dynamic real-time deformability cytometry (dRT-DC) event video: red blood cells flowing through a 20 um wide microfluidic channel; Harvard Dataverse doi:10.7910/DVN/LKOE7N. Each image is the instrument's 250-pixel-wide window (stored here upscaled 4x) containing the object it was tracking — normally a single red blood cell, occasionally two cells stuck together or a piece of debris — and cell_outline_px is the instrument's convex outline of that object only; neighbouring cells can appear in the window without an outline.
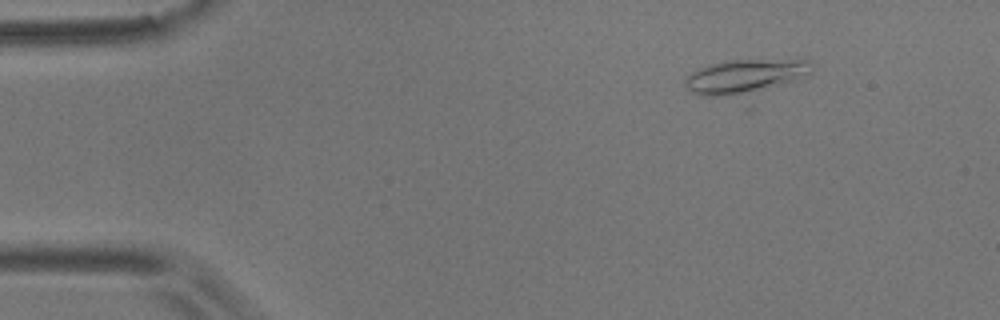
{"species": "common noctule bat (a hibernating species)", "species_latin": "Nyctalus noctula", "temperature_condition": "room temperature", "stored_images_in_passage": 4, "camera_frame_rate_fps": 3000, "um_per_image_px": 0.085, "animal": {"sex": "male", "body_mass_g": 17.9}, "frame": {"image": 1, "passage_image": 2, "time_ms": 1.333, "image_size_px": [1000, 320], "cell_outline_px": [[812, 72], [808, 76], [748, 92], [720, 96], [700, 96], [692, 92], [684, 84], [684, 80], [692, 72], [708, 64], [728, 60], [808, 60]], "centroid_in_image_um": [63.26, 6.46], "position_along_channel_um": 21.7, "area_um2": 24.16}}